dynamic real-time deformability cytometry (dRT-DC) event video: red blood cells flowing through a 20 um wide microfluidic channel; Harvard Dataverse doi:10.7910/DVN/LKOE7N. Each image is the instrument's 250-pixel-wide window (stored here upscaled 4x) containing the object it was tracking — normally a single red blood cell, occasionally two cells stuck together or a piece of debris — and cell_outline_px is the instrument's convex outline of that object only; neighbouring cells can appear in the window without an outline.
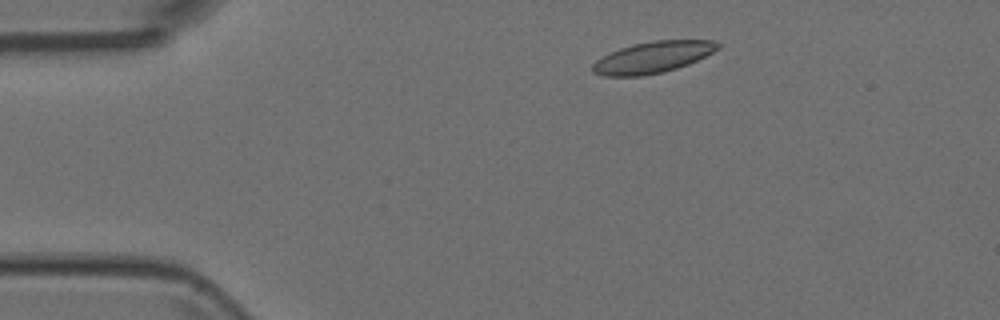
{"species": "Egyptian fruit bat (a non-hibernating species)", "species_latin": "Rousettus aegyptiacus", "temperature_condition": "room temperature", "stored_images_in_passage": 5, "camera_frame_rate_fps": 3000, "um_per_image_px": 0.085, "animal": {"sex": "female"}, "frame": {"image": 1, "passage_image": 2, "time_ms": 0.333, "image_size_px": [1000, 320], "cell_outline_px": [[720, 48], [688, 64], [664, 72], [640, 76], [604, 76], [592, 72], [592, 64], [596, 60], [608, 52], [632, 44], [652, 40], [712, 40], [720, 44]], "centroid_in_image_um": [55.44, 4.86], "position_along_channel_um": 29.6, "area_um2": 22.95}}
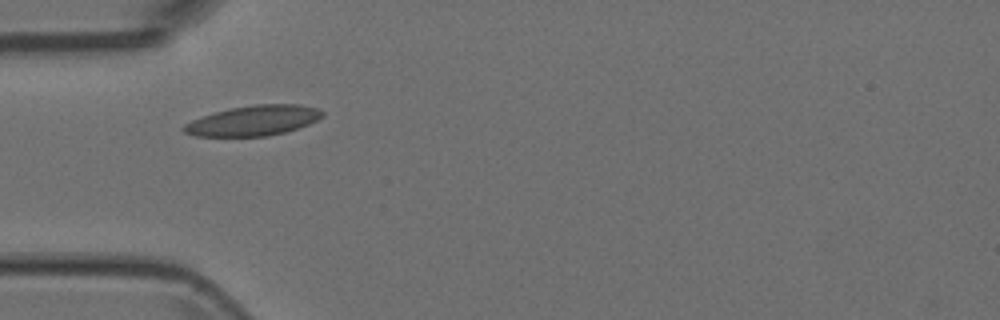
{"frame": {"image": 2, "passage_image": 4, "time_ms": 1.0, "image_size_px": [1000, 320], "cell_outline_px": [[324, 116], [308, 124], [284, 132], [268, 136], [196, 136], [184, 132], [180, 128], [184, 124], [192, 120], [212, 112], [232, 108], [256, 104], [300, 104], [316, 108], [324, 112]], "centroid_in_image_um": [21.52, 10.24], "position_along_channel_um": 63.5, "area_um2": 24.28}}
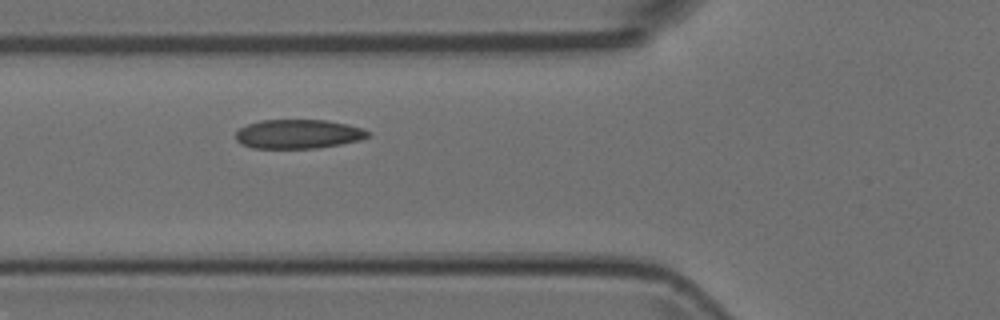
{"frame": {"image": 3, "passage_image": 5, "time_ms": 1.333, "image_size_px": [1000, 320], "cell_outline_px": [[372, 136], [360, 140], [340, 144], [316, 148], [252, 148], [240, 144], [236, 140], [236, 132], [240, 128], [248, 124], [260, 120], [324, 120], [348, 124], [364, 128], [372, 132]], "centroid_in_image_um": [25.39, 11.39], "position_along_channel_um": 100.4, "area_um2": 22.66}}